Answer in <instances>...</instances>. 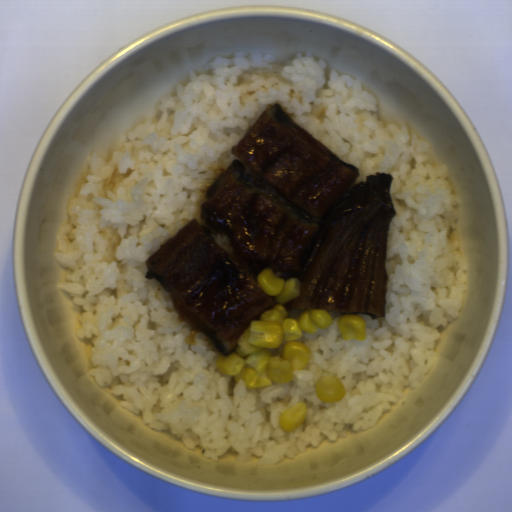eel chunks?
<instances>
[{
	"instance_id": "1",
	"label": "eel chunks",
	"mask_w": 512,
	"mask_h": 512,
	"mask_svg": "<svg viewBox=\"0 0 512 512\" xmlns=\"http://www.w3.org/2000/svg\"><path fill=\"white\" fill-rule=\"evenodd\" d=\"M207 188L200 219L225 233L231 255L193 219L145 263L178 313L225 356L252 320L277 304L258 275L297 278L284 308L385 317L387 240L397 214L391 173L360 177L273 103L236 142Z\"/></svg>"
}]
</instances>
